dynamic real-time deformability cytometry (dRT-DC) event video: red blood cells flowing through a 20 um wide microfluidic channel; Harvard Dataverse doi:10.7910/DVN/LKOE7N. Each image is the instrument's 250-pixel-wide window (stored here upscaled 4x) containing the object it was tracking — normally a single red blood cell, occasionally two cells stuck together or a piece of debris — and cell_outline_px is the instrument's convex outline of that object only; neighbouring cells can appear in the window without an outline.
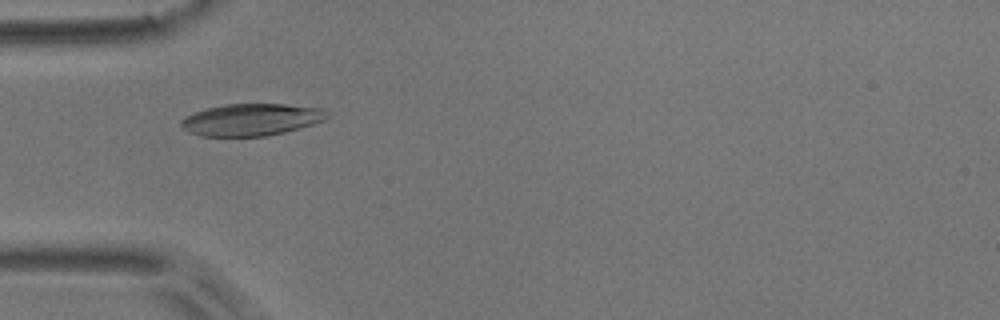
{"species": "common noctule bat (a hibernating species)", "species_latin": "Nyctalus noctula", "temperature_condition": "room temperature", "stored_images_in_passage": 3, "camera_frame_rate_fps": 3000, "um_per_image_px": 0.085, "animal": {"sex": "male", "body_mass_g": 17.9}, "frame": {"image": 1, "passage_image": 3, "time_ms": 0.667, "image_size_px": [1000, 320], "cell_outline_px": [[332, 116], [324, 120], [300, 128], [284, 132], [264, 136], [200, 136], [188, 132], [180, 128], [180, 120], [184, 116], [208, 108], [224, 104], [284, 104], [328, 108]], "centroid_in_image_um": [21.4, 10.16], "position_along_channel_um": 63.6, "area_um2": 27.63}}